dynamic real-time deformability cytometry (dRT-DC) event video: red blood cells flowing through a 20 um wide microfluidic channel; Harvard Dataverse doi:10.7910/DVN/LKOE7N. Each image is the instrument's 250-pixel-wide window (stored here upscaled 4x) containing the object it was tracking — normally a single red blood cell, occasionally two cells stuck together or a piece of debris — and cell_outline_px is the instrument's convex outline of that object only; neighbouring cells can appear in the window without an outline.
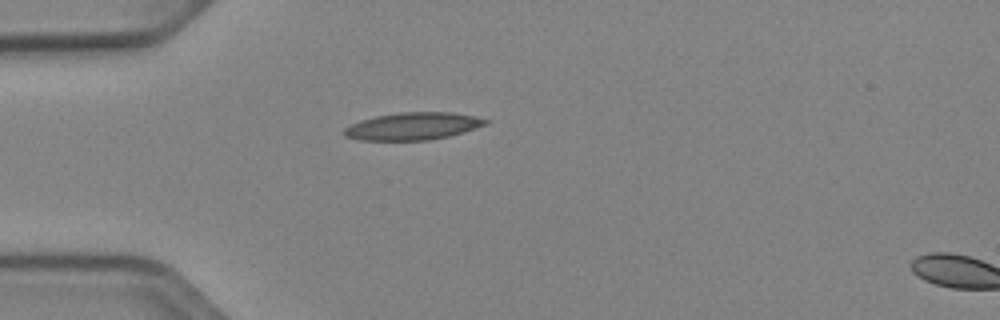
{"species": "Egyptian fruit bat (a non-hibernating species)", "species_latin": "Rousettus aegyptiacus", "temperature_condition": "cold", "stored_images_in_passage": 38, "camera_frame_rate_fps": 3000, "um_per_image_px": 0.085, "animal": {"sex": "female"}, "frame": {"image": 1, "passage_image": 1, "time_ms": 0.0, "image_size_px": [1000, 320], "cell_outline_px": [[492, 120], [488, 124], [464, 132], [448, 136], [428, 140], [360, 140], [344, 136], [340, 132], [344, 128], [360, 120], [376, 116], [400, 112], [452, 112], [476, 116]], "centroid_in_image_um": [35.11, 10.72], "position_along_channel_um": 49.9, "area_um2": 22.77}}
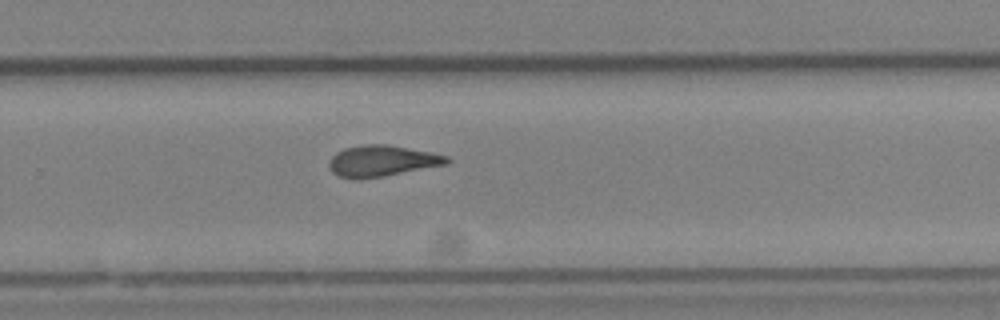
{"frame": {"image": 2, "passage_image": 21, "time_ms": 6.667, "image_size_px": [1000, 320], "cell_outline_px": [[452, 160], [448, 164], [384, 176], [352, 180], [336, 176], [332, 172], [328, 164], [328, 160], [336, 152], [344, 148], [364, 144], [388, 144], [432, 152], [448, 156]], "centroid_in_image_um": [32.45, 13.68], "position_along_channel_um": 297.4, "area_um2": 21.73}}
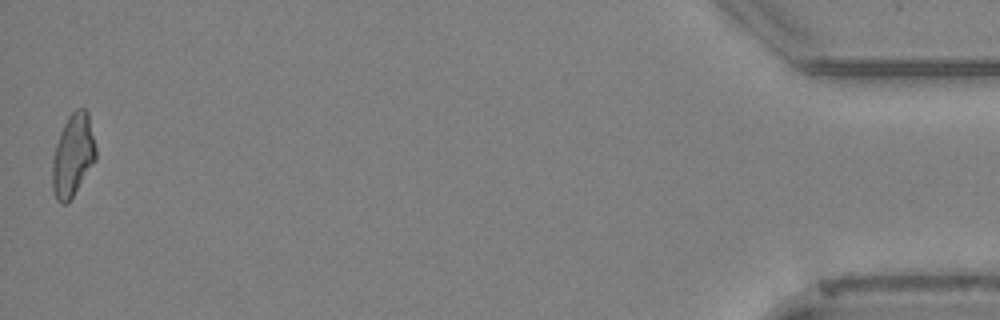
{"frame": {"image": 3, "passage_image": 38, "time_ms": 12.333, "image_size_px": [1000, 320], "cell_outline_px": [[96, 160], [68, 204], [60, 204], [56, 200], [52, 192], [52, 160], [56, 144], [60, 132], [68, 116], [76, 108], [84, 108], [88, 112], [96, 148]], "centroid_in_image_um": [6.19, 13.23], "position_along_channel_um": 429.0, "area_um2": 21.15}, "authors_computed_cell_mechanics": {"area_um2": 21.1548, "velocity_mm_per_s": 3.9206, "shape_relaxation_time_tau1_ms": null, "shape_relaxation_time_tau2_ms": 2.7478, "deformation_change_tau1": null, "deformation_change_tau2": 0.1106}}